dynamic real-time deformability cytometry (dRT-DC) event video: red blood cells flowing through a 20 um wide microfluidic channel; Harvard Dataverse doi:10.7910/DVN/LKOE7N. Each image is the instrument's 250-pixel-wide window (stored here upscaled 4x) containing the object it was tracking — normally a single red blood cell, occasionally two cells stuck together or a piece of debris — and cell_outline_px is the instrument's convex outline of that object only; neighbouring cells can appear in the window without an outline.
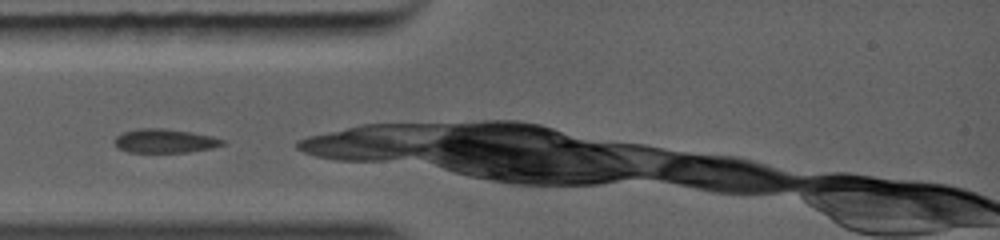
{"species": "common noctule bat (a hibernating species)", "species_latin": "Nyctalus noctula", "temperature_condition": "warm", "stored_images_in_passage": 7, "camera_frame_rate_fps": 5000, "um_per_image_px": 0.085, "animal": {"sex": "female", "body_mass_g": 19.0, "forearm_length_mm": 56.7}, "frame": {"image": 1, "passage_image": 1, "time_ms": 0.0, "image_size_px": [1000, 240], "cell_outline_px": [[224, 144], [212, 148], [188, 152], [128, 152], [116, 148], [112, 140], [116, 136], [124, 132], [136, 128], [164, 128], [192, 132], [212, 136], [224, 140]], "centroid_in_image_um": [13.95, 11.97], "position_along_channel_um": 71.0, "area_um2": 15.2}}
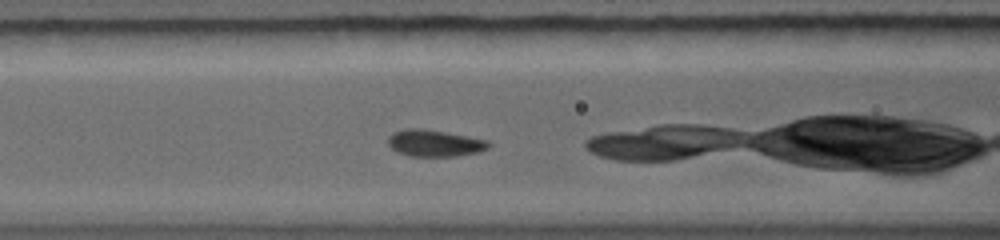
{"frame": {"image": 2, "passage_image": 4, "time_ms": 1.2, "image_size_px": [1000, 240], "cell_outline_px": [[492, 144], [488, 148], [476, 152], [456, 156], [412, 156], [396, 152], [388, 144], [388, 136], [392, 132], [408, 128], [424, 128], [468, 136], [488, 140]], "centroid_in_image_um": [36.92, 12.15], "position_along_channel_um": 129.7, "area_um2": 15.72}}
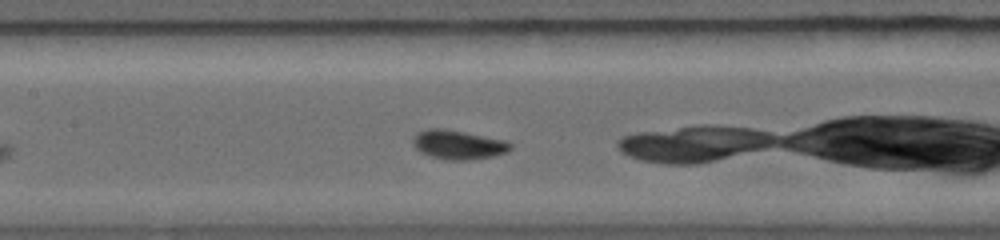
{"frame": {"image": 3, "passage_image": 6, "time_ms": 2.0, "image_size_px": [1000, 240], "cell_outline_px": [[512, 148], [508, 152], [492, 156], [468, 160], [452, 160], [432, 156], [420, 152], [412, 144], [412, 140], [416, 132], [428, 128], [444, 128], [504, 140], [512, 144]], "centroid_in_image_um": [38.93, 12.29], "position_along_channel_um": 168.5, "area_um2": 16.47}}